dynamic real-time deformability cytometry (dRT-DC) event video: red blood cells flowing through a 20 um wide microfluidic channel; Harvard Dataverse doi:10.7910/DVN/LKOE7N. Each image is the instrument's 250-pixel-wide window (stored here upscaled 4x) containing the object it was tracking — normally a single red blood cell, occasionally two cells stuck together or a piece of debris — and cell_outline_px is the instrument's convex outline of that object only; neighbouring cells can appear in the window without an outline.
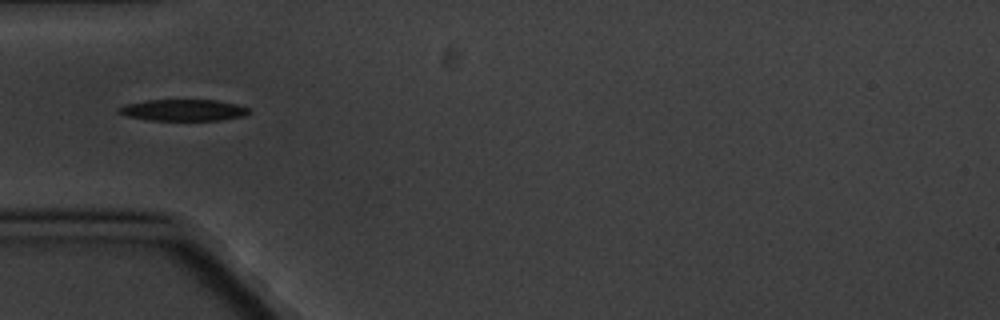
{"species": "common noctule bat (a hibernating species)", "species_latin": "Nyctalus noctula", "temperature_condition": "cold", "stored_images_in_passage": 6, "camera_frame_rate_fps": 3000, "um_per_image_px": 0.085, "animal": {"sex": "male", "body_mass_g": 20.1, "forearm_length_mm": 53.5}, "frame": {"image": 1, "passage_image": 6, "time_ms": 6.0, "image_size_px": [1000, 320], "cell_outline_px": [[252, 112], [244, 116], [220, 120], [148, 120], [128, 116], [116, 112], [116, 108], [124, 104], [144, 100], [216, 100], [236, 104], [248, 108]], "centroid_in_image_um": [15.54, 9.35], "position_along_channel_um": 69.5, "area_um2": 16.42}}